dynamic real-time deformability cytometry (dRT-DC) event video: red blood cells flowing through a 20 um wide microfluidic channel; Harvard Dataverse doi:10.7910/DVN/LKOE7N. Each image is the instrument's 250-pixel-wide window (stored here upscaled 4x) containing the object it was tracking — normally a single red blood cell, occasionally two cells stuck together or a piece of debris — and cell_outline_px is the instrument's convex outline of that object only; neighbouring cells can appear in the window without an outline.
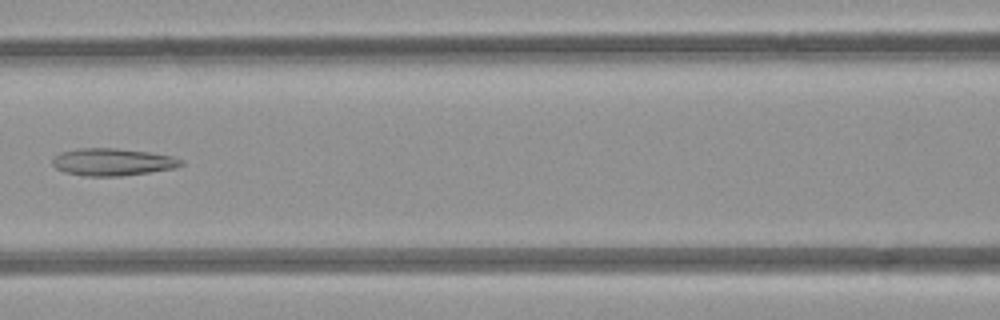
{"species": "common noctule bat (a hibernating species)", "species_latin": "Nyctalus noctula", "temperature_condition": "room temperature", "stored_images_in_passage": 8, "camera_frame_rate_fps": 3000, "um_per_image_px": 0.085, "animal": {"sex": "female", "body_mass_g": 21.9}, "frame": {"image": 1, "passage_image": 6, "time_ms": 6.667, "image_size_px": [1000, 320], "cell_outline_px": [[184, 164], [176, 168], [120, 176], [84, 176], [64, 172], [56, 168], [52, 164], [52, 160], [60, 152], [80, 148], [116, 148], [148, 152], [172, 156], [184, 160]], "centroid_in_image_um": [9.57, 13.77], "position_along_channel_um": 157.0, "area_um2": 20.46}}
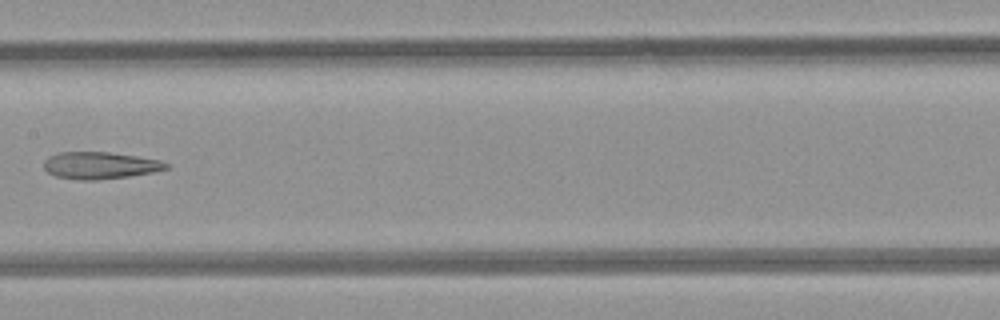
{"frame": {"image": 2, "passage_image": 7, "time_ms": 7.667, "image_size_px": [1000, 320], "cell_outline_px": [[168, 168], [152, 172], [128, 176], [96, 180], [80, 180], [56, 176], [48, 172], [44, 168], [44, 160], [48, 156], [60, 152], [108, 152], [136, 156], [160, 160], [168, 164]], "centroid_in_image_um": [8.47, 14.05], "position_along_channel_um": 198.9, "area_um2": 19.07}}
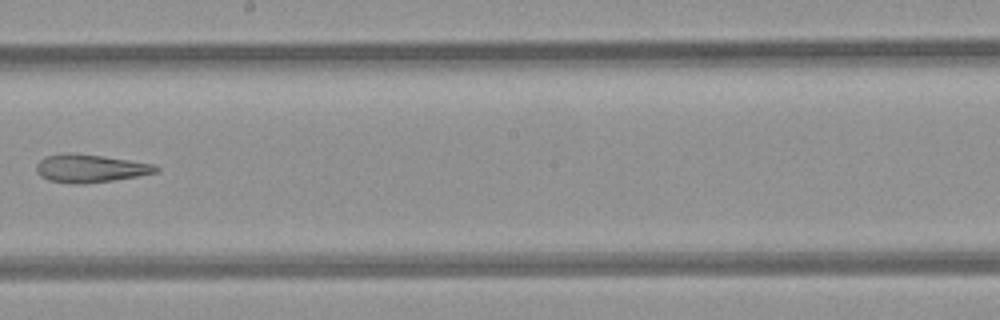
{"frame": {"image": 3, "passage_image": 8, "time_ms": 8.667, "image_size_px": [1000, 320], "cell_outline_px": [[160, 172], [112, 180], [84, 184], [72, 184], [48, 180], [40, 176], [36, 172], [36, 164], [44, 156], [68, 152], [104, 156], [152, 164], [160, 168]], "centroid_in_image_um": [7.62, 14.31], "position_along_channel_um": 240.6, "area_um2": 19.59}}